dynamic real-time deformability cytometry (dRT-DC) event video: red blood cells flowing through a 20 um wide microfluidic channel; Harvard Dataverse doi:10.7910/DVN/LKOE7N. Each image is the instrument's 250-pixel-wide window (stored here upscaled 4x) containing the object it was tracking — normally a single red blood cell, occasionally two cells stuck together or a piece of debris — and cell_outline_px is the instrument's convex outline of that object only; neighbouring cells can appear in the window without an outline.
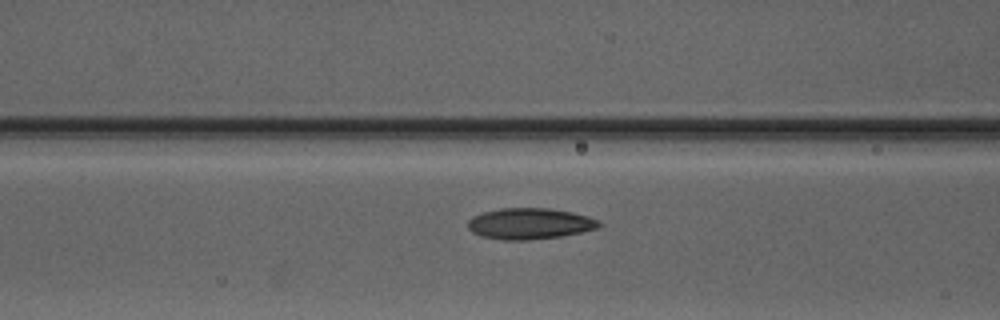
{"species": "Egyptian fruit bat (a non-hibernating species)", "species_latin": "Rousettus aegyptiacus", "temperature_condition": "warm", "stored_images_in_passage": 4, "camera_frame_rate_fps": 3000, "um_per_image_px": 0.085, "animal": {"sex": "male"}, "frame": {"image": 1, "passage_image": 4, "time_ms": 4.667, "image_size_px": [1000, 320], "cell_outline_px": [[604, 224], [596, 228], [580, 232], [560, 236], [528, 240], [504, 240], [480, 236], [472, 232], [468, 228], [468, 220], [472, 216], [484, 212], [500, 208], [548, 208], [572, 212], [588, 216]], "centroid_in_image_um": [45.0, 19.01], "position_along_channel_um": 121.6, "area_um2": 23.7}}